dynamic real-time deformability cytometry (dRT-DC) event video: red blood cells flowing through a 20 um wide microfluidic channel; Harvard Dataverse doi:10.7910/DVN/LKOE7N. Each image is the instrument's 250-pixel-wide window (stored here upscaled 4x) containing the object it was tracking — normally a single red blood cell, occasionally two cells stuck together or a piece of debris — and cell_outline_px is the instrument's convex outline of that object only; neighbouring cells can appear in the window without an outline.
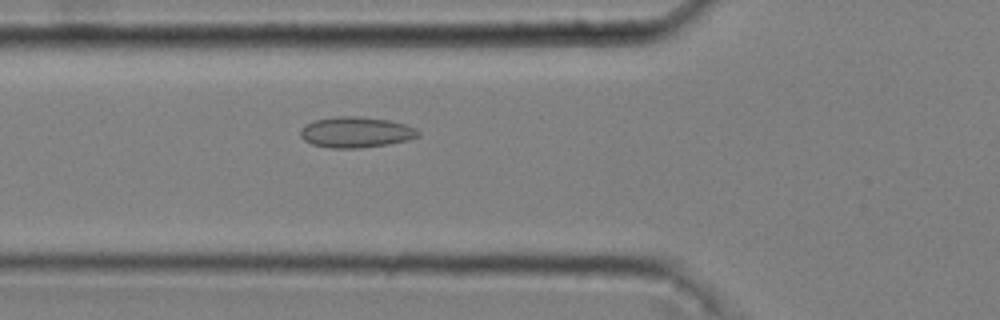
{"species": "common noctule bat (a hibernating species)", "species_latin": "Nyctalus noctula", "temperature_condition": "cold", "stored_images_in_passage": 48, "camera_frame_rate_fps": 3000, "um_per_image_px": 0.085, "animal": {"sex": "male", "body_mass_g": 20.4}, "frame": {"image": 1, "passage_image": 20, "time_ms": 6.333, "image_size_px": [1000, 320], "cell_outline_px": [[420, 136], [408, 140], [388, 144], [360, 148], [332, 148], [312, 144], [304, 140], [300, 136], [300, 128], [304, 124], [312, 120], [336, 116], [360, 116], [388, 120], [404, 124], [416, 128], [420, 132]], "centroid_in_image_um": [30.23, 11.23], "position_along_channel_um": 95.6, "area_um2": 21.33}}
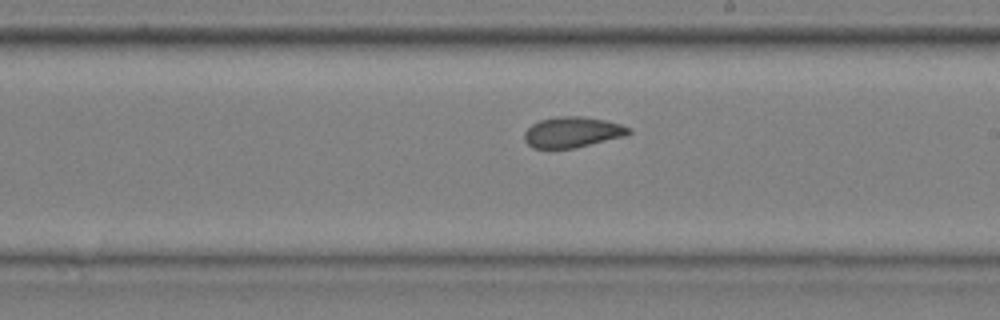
{"frame": {"image": 2, "passage_image": 32, "time_ms": 10.333, "image_size_px": [1000, 320], "cell_outline_px": [[632, 132], [624, 136], [576, 148], [532, 148], [524, 140], [524, 132], [532, 124], [540, 120], [556, 116], [580, 116], [604, 120], [620, 124], [632, 128]], "centroid_in_image_um": [48.65, 11.23], "position_along_channel_um": 240.4, "area_um2": 18.67}}
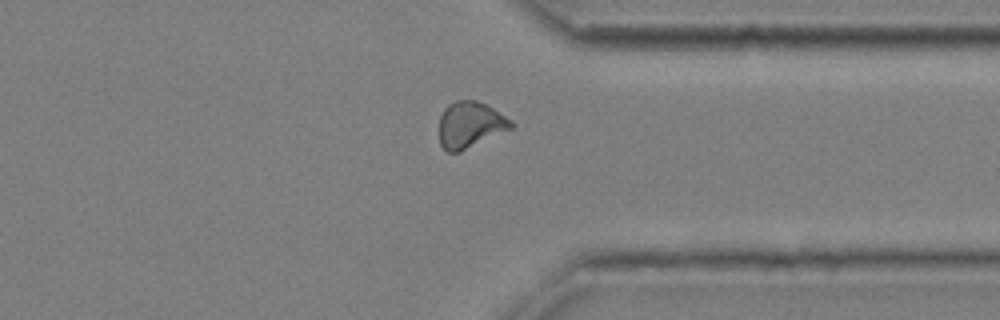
{"frame": {"image": 3, "passage_image": 43, "time_ms": 14.0, "image_size_px": [1000, 320], "cell_outline_px": [[516, 124], [512, 128], [460, 152], [448, 152], [440, 144], [440, 116], [444, 108], [448, 104], [456, 100], [476, 100], [492, 108], [512, 120]], "centroid_in_image_um": [39.96, 10.6], "position_along_channel_um": 371.4, "area_um2": 19.31}, "authors_computed_cell_mechanics": {"area_um2": 19.652, "velocity_mm_per_s": 3.6244, "shape_relaxation_time_tau1_ms": null, "shape_relaxation_time_tau2_ms": 2.006, "deformation_change_tau1": null, "deformation_change_tau2": 0.0798}}